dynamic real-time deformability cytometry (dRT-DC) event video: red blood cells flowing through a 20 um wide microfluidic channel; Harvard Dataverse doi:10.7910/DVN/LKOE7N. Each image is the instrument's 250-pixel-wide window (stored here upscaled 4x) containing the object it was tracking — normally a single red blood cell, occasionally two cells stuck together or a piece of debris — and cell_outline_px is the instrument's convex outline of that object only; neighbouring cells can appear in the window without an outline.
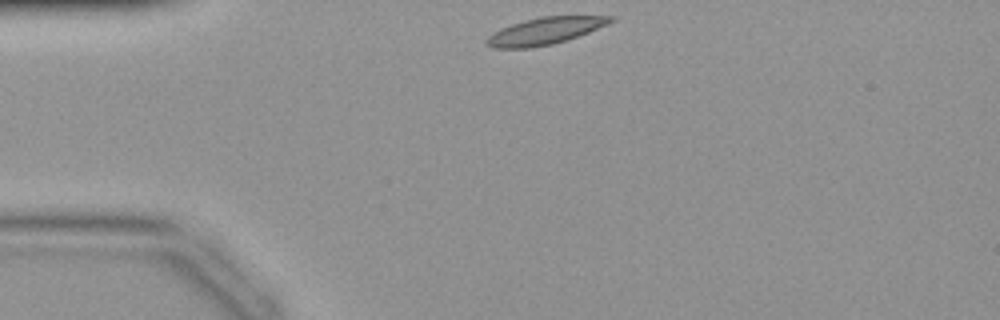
{"species": "common noctule bat (a hibernating species)", "species_latin": "Nyctalus noctula", "temperature_condition": "warm", "stored_images_in_passage": 34, "camera_frame_rate_fps": 3000, "um_per_image_px": 0.085, "animal": {"sex": "female", "body_mass_g": 19.9}, "frame": {"image": 1, "passage_image": 1, "time_ms": 0.0, "image_size_px": [1000, 320], "cell_outline_px": [[616, 20], [608, 24], [568, 40], [552, 44], [532, 48], [492, 48], [484, 44], [484, 40], [492, 32], [500, 28], [524, 20], [540, 16], [616, 16]], "centroid_in_image_um": [46.29, 2.64], "position_along_channel_um": 38.7, "area_um2": 19.71}}
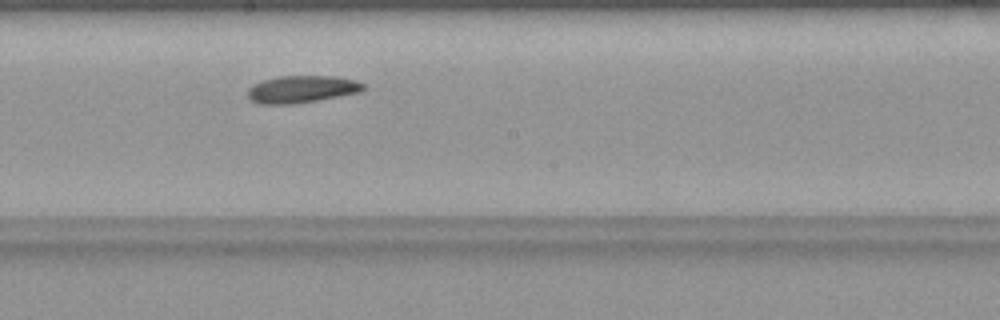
{"frame": {"image": 2, "passage_image": 15, "time_ms": 4.667, "image_size_px": [1000, 320], "cell_outline_px": [[364, 88], [360, 92], [296, 104], [256, 104], [248, 100], [248, 88], [252, 84], [276, 76], [332, 76], [356, 80], [364, 84]], "centroid_in_image_um": [25.59, 7.59], "position_along_channel_um": 222.6, "area_um2": 18.5}}
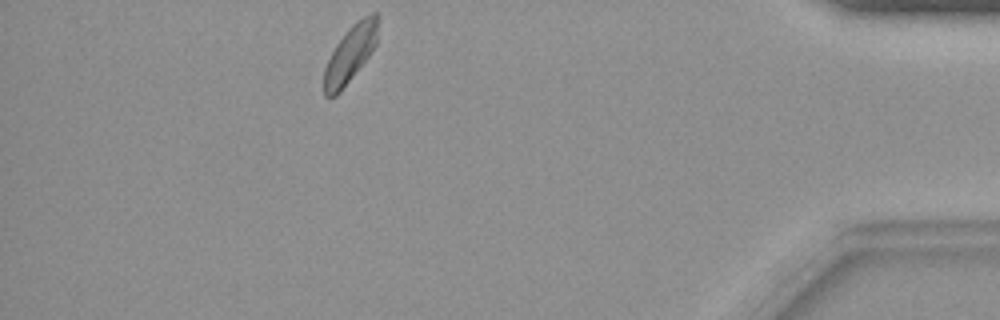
{"frame": {"image": 3, "passage_image": 30, "time_ms": 9.667, "image_size_px": [1000, 320], "cell_outline_px": [[376, 44], [372, 52], [340, 92], [336, 96], [328, 100], [324, 96], [324, 68], [336, 44], [348, 28], [356, 20], [372, 12], [376, 12]], "centroid_in_image_um": [29.73, 4.63], "position_along_channel_um": 405.5, "area_um2": 17.69}}